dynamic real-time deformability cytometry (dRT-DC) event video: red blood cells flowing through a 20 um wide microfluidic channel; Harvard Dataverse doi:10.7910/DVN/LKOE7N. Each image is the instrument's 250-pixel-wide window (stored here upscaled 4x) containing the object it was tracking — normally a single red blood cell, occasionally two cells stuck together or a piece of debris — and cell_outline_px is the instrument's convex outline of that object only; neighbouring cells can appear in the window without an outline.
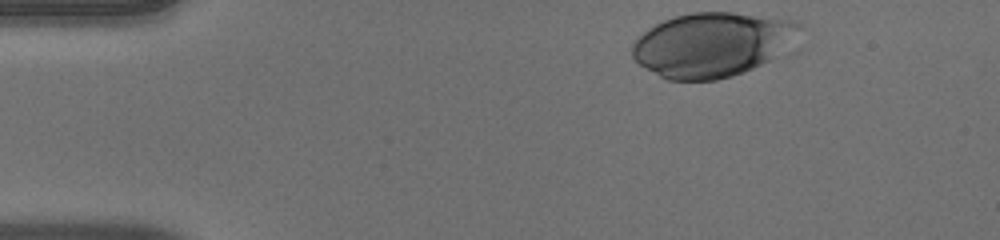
{"species": "human", "species_latin": "Homo sapiens", "temperature_condition": "warm", "stored_images_in_passage": 35, "camera_frame_rate_fps": 3000, "um_per_image_px": 0.085, "donor": {"sex": "male"}, "frame": {"image": 1, "passage_image": 1, "time_ms": 0.0, "image_size_px": [1000, 240], "cell_outline_px": [[804, 24], [776, 56], [752, 68], [732, 76], [716, 80], [668, 80], [660, 76], [640, 64], [632, 56], [632, 44], [648, 28], [664, 20], [676, 16], [692, 12], [732, 12], [800, 20]], "centroid_in_image_um": [60.52, 3.77], "position_along_channel_um": 24.5, "area_um2": 62.02}}
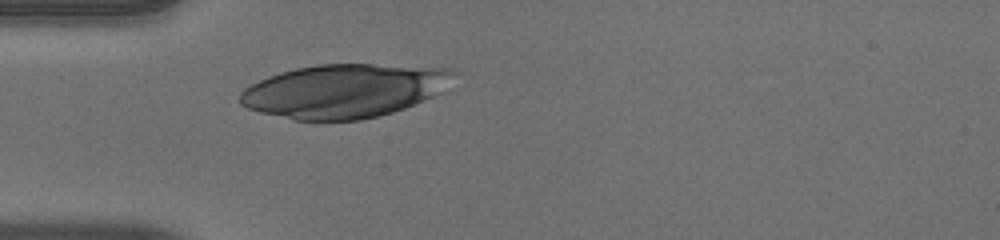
{"frame": {"image": 2, "passage_image": 9, "time_ms": 2.667, "image_size_px": [1000, 240], "cell_outline_px": [[460, 72], [440, 92], [432, 96], [404, 108], [392, 112], [360, 120], [292, 120], [260, 112], [248, 108], [240, 104], [240, 92], [244, 88], [268, 76], [280, 72], [296, 68], [320, 64], [372, 64], [456, 68]], "centroid_in_image_um": [29.27, 7.71], "position_along_channel_um": 55.7, "area_um2": 66.82}}